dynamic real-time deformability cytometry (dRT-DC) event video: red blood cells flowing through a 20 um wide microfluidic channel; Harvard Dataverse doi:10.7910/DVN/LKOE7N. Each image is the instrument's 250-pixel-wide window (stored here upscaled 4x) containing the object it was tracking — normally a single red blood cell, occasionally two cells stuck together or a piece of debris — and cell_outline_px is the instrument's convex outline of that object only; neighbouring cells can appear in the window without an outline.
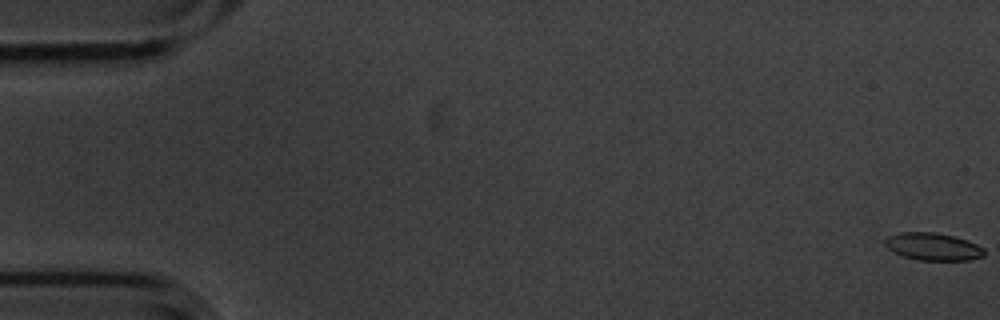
{"species": "common noctule bat (a hibernating species)", "species_latin": "Nyctalus noctula", "temperature_condition": "cold", "stored_images_in_passage": 3, "camera_frame_rate_fps": 3000, "um_per_image_px": 0.085, "animal": {"sex": "male", "body_mass_g": 20.1, "forearm_length_mm": 53.5}, "frame": {"image": 1, "passage_image": 1, "time_ms": 0.0, "image_size_px": [1000, 320], "cell_outline_px": [[984, 256], [972, 260], [916, 260], [900, 256], [892, 252], [884, 244], [884, 240], [888, 236], [900, 232], [932, 232], [952, 236], [976, 244], [984, 248]], "centroid_in_image_um": [79.26, 20.98], "position_along_channel_um": 5.7, "area_um2": 15.95}}